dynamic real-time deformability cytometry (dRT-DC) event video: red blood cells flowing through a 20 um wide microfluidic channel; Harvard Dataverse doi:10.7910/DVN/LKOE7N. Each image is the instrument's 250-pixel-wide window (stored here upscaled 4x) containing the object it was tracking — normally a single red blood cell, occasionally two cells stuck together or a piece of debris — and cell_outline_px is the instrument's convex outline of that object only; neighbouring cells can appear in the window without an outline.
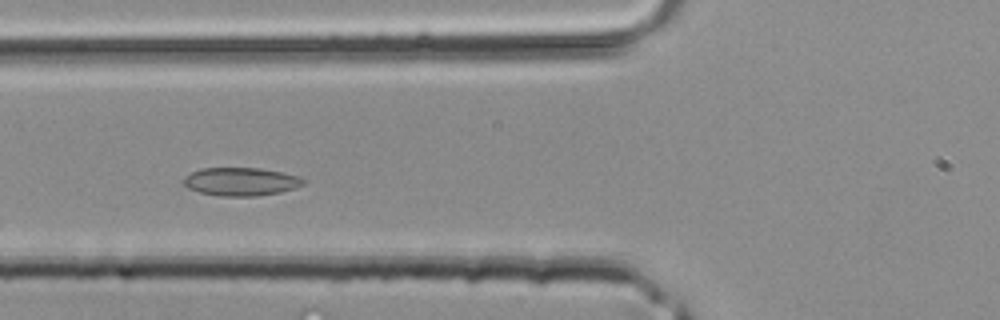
{"species": "common noctule bat (a hibernating species)", "species_latin": "Nyctalus noctula", "temperature_condition": "room temperature", "stored_images_in_passage": 31, "camera_frame_rate_fps": 3000, "um_per_image_px": 0.085, "animal": {"sex": "male", "body_mass_g": 20.4}, "frame": {"image": 1, "passage_image": 9, "time_ms": 2.667, "image_size_px": [1000, 320], "cell_outline_px": [[308, 180], [304, 184], [296, 188], [280, 192], [256, 196], [224, 196], [200, 192], [188, 188], [184, 184], [184, 176], [200, 168], [260, 168], [300, 176]], "centroid_in_image_um": [20.52, 15.43], "position_along_channel_um": 105.3, "area_um2": 19.71}}
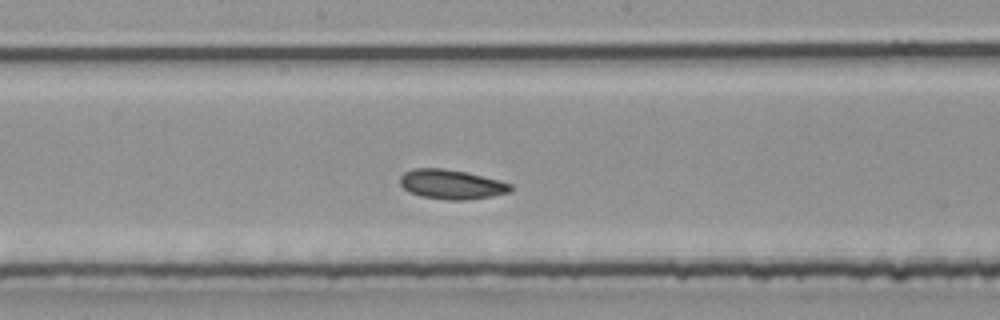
{"frame": {"image": 2, "passage_image": 15, "time_ms": 4.667, "image_size_px": [1000, 320], "cell_outline_px": [[512, 188], [508, 192], [492, 196], [464, 200], [448, 200], [420, 196], [408, 192], [400, 184], [400, 176], [404, 172], [412, 168], [440, 168], [464, 172], [512, 184]], "centroid_in_image_um": [38.3, 15.67], "position_along_channel_um": 209.9, "area_um2": 18.79}}
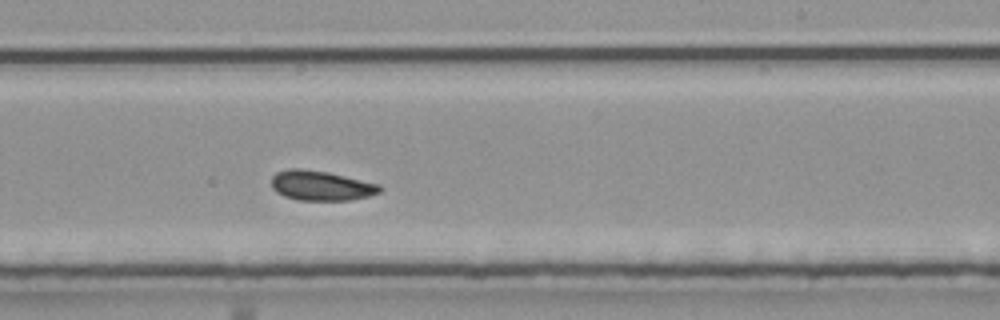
{"frame": {"image": 3, "passage_image": 18, "time_ms": 5.667, "image_size_px": [1000, 320], "cell_outline_px": [[384, 188], [380, 192], [368, 196], [348, 200], [300, 200], [284, 196], [276, 192], [272, 188], [272, 176], [276, 172], [288, 168], [304, 168], [328, 172], [380, 184]], "centroid_in_image_um": [27.28, 15.76], "position_along_channel_um": 261.7, "area_um2": 18.96}}